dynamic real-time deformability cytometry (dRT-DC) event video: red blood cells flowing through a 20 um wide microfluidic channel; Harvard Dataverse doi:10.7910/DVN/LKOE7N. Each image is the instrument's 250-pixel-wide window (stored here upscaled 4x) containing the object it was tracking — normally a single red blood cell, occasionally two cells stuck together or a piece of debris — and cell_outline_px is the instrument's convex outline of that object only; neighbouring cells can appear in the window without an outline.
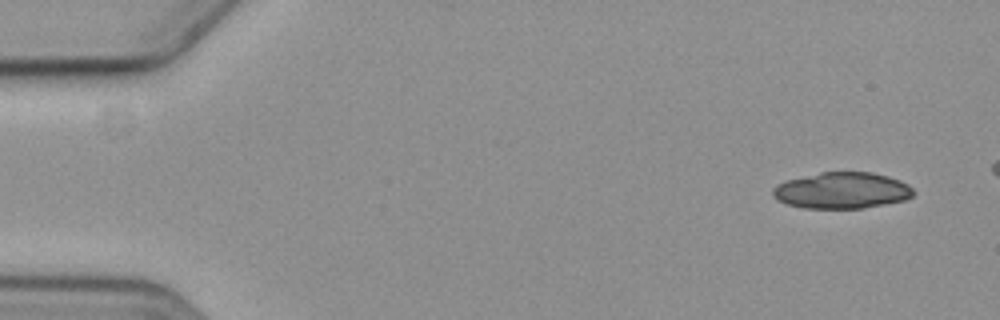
{"species": "common noctule bat (a hibernating species)", "species_latin": "Nyctalus noctula", "temperature_condition": "cold", "stored_images_in_passage": 5, "camera_frame_rate_fps": 3000, "um_per_image_px": 0.085, "animal": {"sex": "female", "body_mass_g": 19.3, "forearm_length_mm": 54.1}, "frame": {"image": 1, "passage_image": 1, "time_ms": 0.0, "image_size_px": [1000, 320], "cell_outline_px": [[912, 196], [904, 200], [864, 208], [804, 208], [788, 204], [772, 196], [772, 188], [776, 184], [788, 180], [820, 172], [872, 172], [888, 176], [900, 180], [908, 184], [912, 188]], "centroid_in_image_um": [71.56, 16.18], "position_along_channel_um": 13.4, "area_um2": 29.59}}
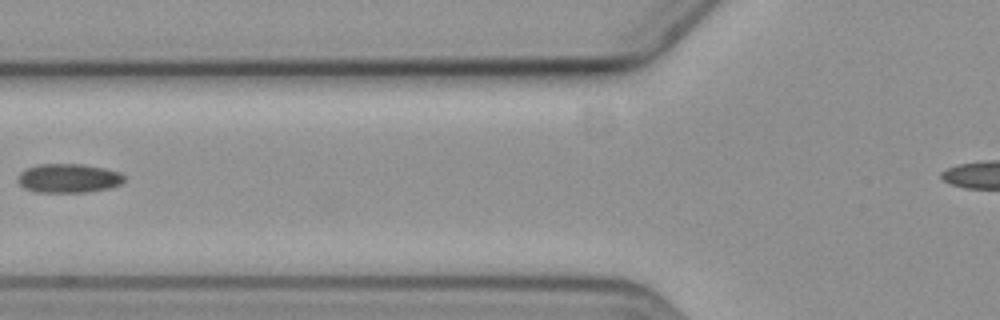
{"frame": {"image": 2, "passage_image": 5, "time_ms": 6.667, "image_size_px": [1000, 320], "cell_outline_px": [[124, 180], [120, 184], [108, 188], [84, 192], [36, 192], [24, 188], [16, 180], [16, 176], [24, 168], [36, 164], [84, 164], [104, 168], [120, 172], [124, 176]], "centroid_in_image_um": [5.76, 15.14], "position_along_channel_um": 120.0, "area_um2": 18.15}}